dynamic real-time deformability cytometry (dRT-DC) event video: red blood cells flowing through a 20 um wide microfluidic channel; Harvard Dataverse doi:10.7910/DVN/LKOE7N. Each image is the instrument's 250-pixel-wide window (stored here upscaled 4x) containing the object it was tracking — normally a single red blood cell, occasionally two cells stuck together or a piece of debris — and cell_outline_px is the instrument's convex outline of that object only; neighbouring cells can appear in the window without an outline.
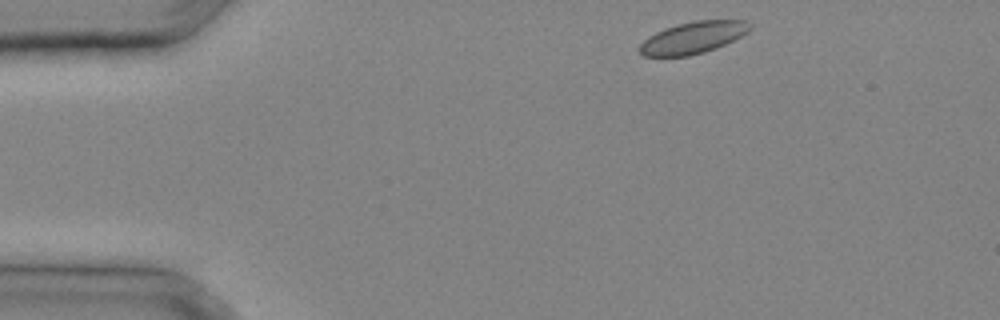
{"species": "common noctule bat (a hibernating species)", "species_latin": "Nyctalus noctula", "temperature_condition": "cold", "stored_images_in_passage": 24, "camera_frame_rate_fps": 3000, "um_per_image_px": 0.085, "animal": {"sex": "male", "body_mass_g": 20.4}, "frame": {"image": 1, "passage_image": 1, "time_ms": 0.0, "image_size_px": [1000, 320], "cell_outline_px": [[752, 28], [748, 32], [716, 48], [704, 52], [688, 56], [644, 56], [640, 52], [640, 44], [648, 36], [656, 32], [676, 24], [696, 20], [744, 20], [752, 24]], "centroid_in_image_um": [58.92, 3.19], "position_along_channel_um": 26.1, "area_um2": 20.35}}
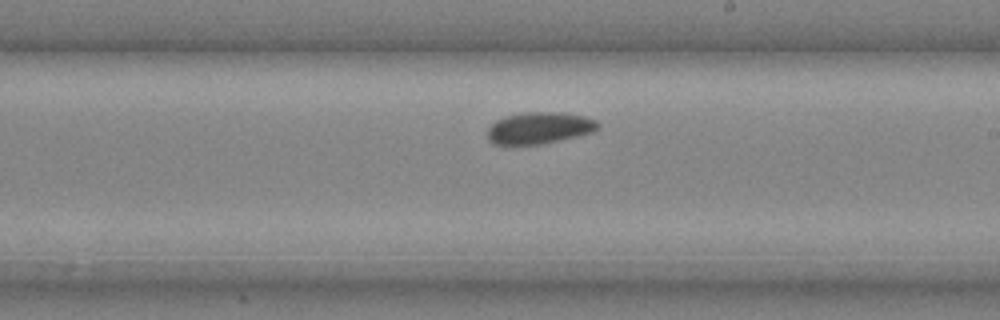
{"frame": {"image": 2, "passage_image": 15, "time_ms": 4.667, "image_size_px": [1000, 320], "cell_outline_px": [[600, 128], [592, 132], [576, 136], [540, 144], [492, 144], [488, 140], [488, 128], [496, 120], [508, 116], [524, 112], [564, 112], [584, 116], [596, 120], [600, 124]], "centroid_in_image_um": [45.86, 10.86], "position_along_channel_um": 243.1, "area_um2": 20.29}}
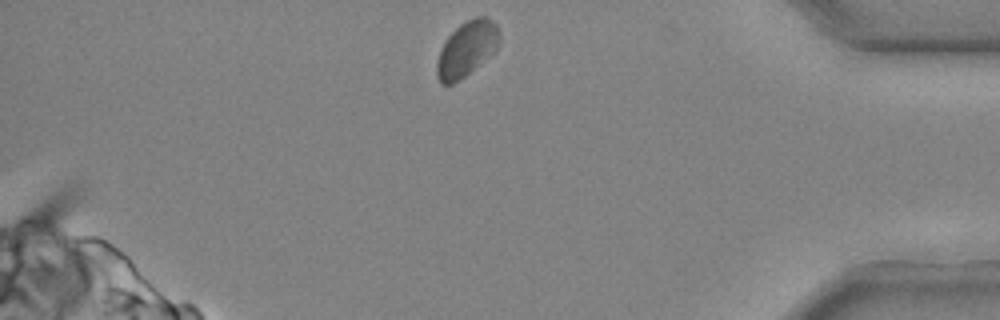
{"frame": {"image": 3, "passage_image": 24, "time_ms": 7.667, "image_size_px": [1000, 320], "cell_outline_px": [[500, 40], [496, 48], [492, 52], [460, 80], [452, 84], [440, 84], [436, 76], [436, 64], [440, 48], [448, 36], [460, 24], [476, 16], [488, 16], [496, 24], [500, 32]], "centroid_in_image_um": [39.64, 4.14], "position_along_channel_um": 395.6, "area_um2": 20.0}}